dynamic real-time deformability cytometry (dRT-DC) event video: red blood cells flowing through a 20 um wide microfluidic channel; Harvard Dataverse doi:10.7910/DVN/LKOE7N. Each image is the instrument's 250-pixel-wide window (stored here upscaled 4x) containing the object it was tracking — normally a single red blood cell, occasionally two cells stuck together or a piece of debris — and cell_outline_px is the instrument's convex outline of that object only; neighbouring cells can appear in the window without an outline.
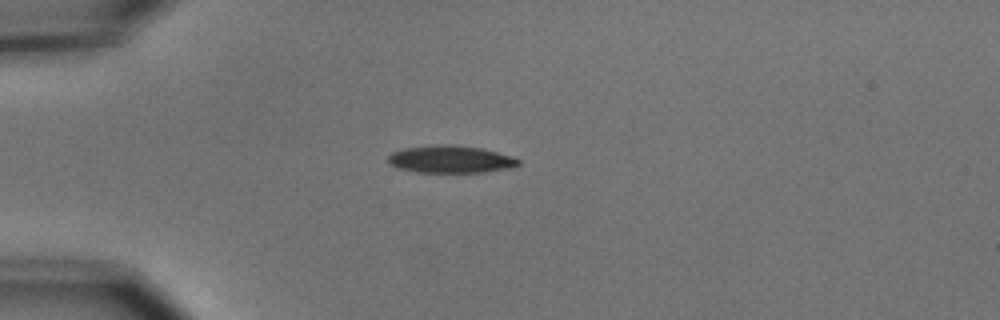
{"species": "common noctule bat (a hibernating species)", "species_latin": "Nyctalus noctula", "temperature_condition": "cold", "stored_images_in_passage": 41, "camera_frame_rate_fps": 3000, "um_per_image_px": 0.085, "animal": {"sex": "male", "body_mass_g": 15.6}, "frame": {"image": 1, "passage_image": 1, "time_ms": 0.0, "image_size_px": [1000, 320], "cell_outline_px": [[520, 164], [512, 168], [484, 172], [416, 172], [400, 168], [388, 164], [388, 156], [392, 152], [404, 148], [436, 144], [456, 144], [484, 148], [512, 156], [520, 160]], "centroid_in_image_um": [38.32, 13.52], "position_along_channel_um": 46.7, "area_um2": 21.1}}
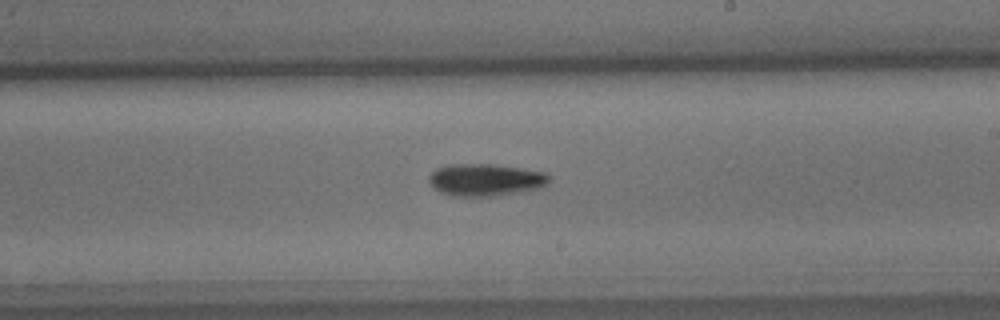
{"frame": {"image": 2, "passage_image": 19, "time_ms": 6.0, "image_size_px": [1000, 320], "cell_outline_px": [[548, 180], [544, 188], [492, 196], [452, 196], [440, 192], [428, 184], [428, 176], [436, 168], [448, 164], [496, 164], [548, 172]], "centroid_in_image_um": [41.25, 15.28], "position_along_channel_um": 247.8, "area_um2": 22.89}}
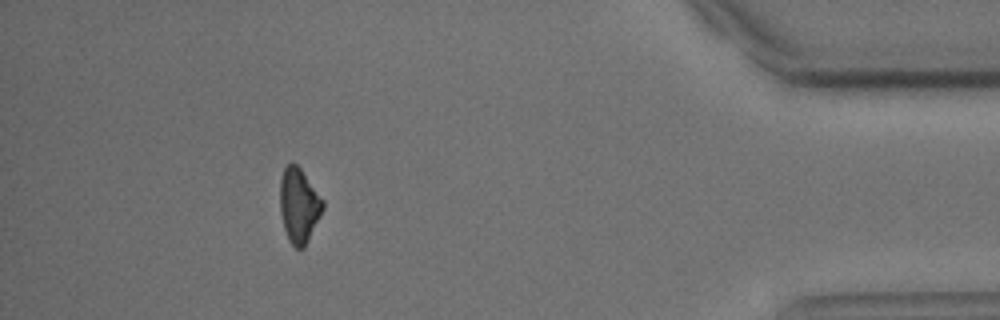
{"frame": {"image": 3, "passage_image": 36, "time_ms": 11.667, "image_size_px": [1000, 320], "cell_outline_px": [[324, 208], [304, 248], [296, 248], [288, 240], [284, 228], [280, 212], [280, 180], [284, 168], [288, 164], [296, 164], [300, 168], [324, 200]], "centroid_in_image_um": [25.41, 17.47], "position_along_channel_um": 409.8, "area_um2": 18.5}, "authors_computed_cell_mechanics": {"area_um2": 21.097, "velocity_mm_per_s": 3.6955, "shape_relaxation_time_tau1_ms": 3.4056, "shape_relaxation_time_tau2_ms": null, "deformation_change_tau1": 0.0973, "deformation_change_tau2": null}}